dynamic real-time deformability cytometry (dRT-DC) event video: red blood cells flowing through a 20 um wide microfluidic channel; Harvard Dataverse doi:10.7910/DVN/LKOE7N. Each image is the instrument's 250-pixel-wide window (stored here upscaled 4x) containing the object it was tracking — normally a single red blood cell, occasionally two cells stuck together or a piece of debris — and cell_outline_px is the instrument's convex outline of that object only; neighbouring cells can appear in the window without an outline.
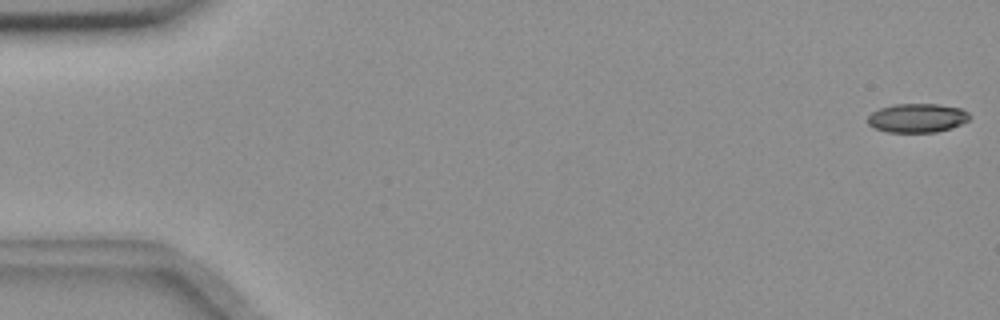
{"species": "common noctule bat (a hibernating species)", "species_latin": "Nyctalus noctula", "temperature_condition": "room temperature", "stored_images_in_passage": 56, "camera_frame_rate_fps": 3000, "um_per_image_px": 0.085, "animal": {"sex": "female", "body_mass_g": 18.4}, "frame": {"image": 1, "passage_image": 1, "time_ms": 0.0, "image_size_px": [1000, 320], "cell_outline_px": [[972, 116], [968, 120], [952, 128], [936, 132], [888, 132], [876, 128], [868, 124], [868, 116], [872, 112], [880, 108], [896, 104], [936, 104], [960, 108], [968, 112]], "centroid_in_image_um": [77.98, 10.03], "position_along_channel_um": 7.0, "area_um2": 17.11}}
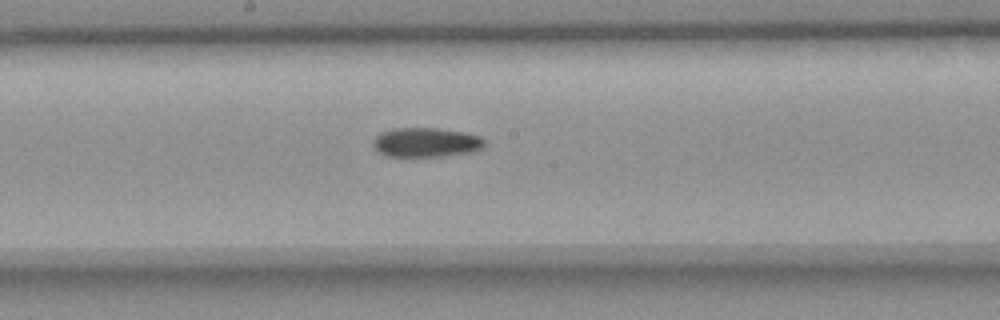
{"frame": {"image": 2, "passage_image": 30, "time_ms": 9.667, "image_size_px": [1000, 320], "cell_outline_px": [[484, 148], [476, 152], [444, 156], [384, 156], [372, 144], [372, 140], [380, 132], [392, 128], [436, 128], [464, 132], [480, 136], [484, 140]], "centroid_in_image_um": [36.23, 12.1], "position_along_channel_um": 212.0, "area_um2": 19.31}}
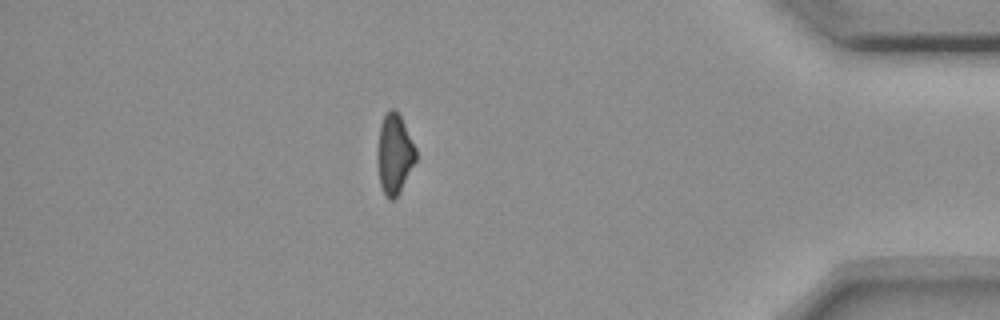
{"frame": {"image": 3, "passage_image": 49, "time_ms": 16.0, "image_size_px": [1000, 320], "cell_outline_px": [[416, 160], [400, 192], [392, 200], [388, 200], [384, 196], [380, 184], [376, 156], [376, 152], [380, 124], [384, 116], [392, 108], [400, 116], [416, 148]], "centroid_in_image_um": [33.5, 13.14], "position_along_channel_um": 401.7, "area_um2": 17.92}}